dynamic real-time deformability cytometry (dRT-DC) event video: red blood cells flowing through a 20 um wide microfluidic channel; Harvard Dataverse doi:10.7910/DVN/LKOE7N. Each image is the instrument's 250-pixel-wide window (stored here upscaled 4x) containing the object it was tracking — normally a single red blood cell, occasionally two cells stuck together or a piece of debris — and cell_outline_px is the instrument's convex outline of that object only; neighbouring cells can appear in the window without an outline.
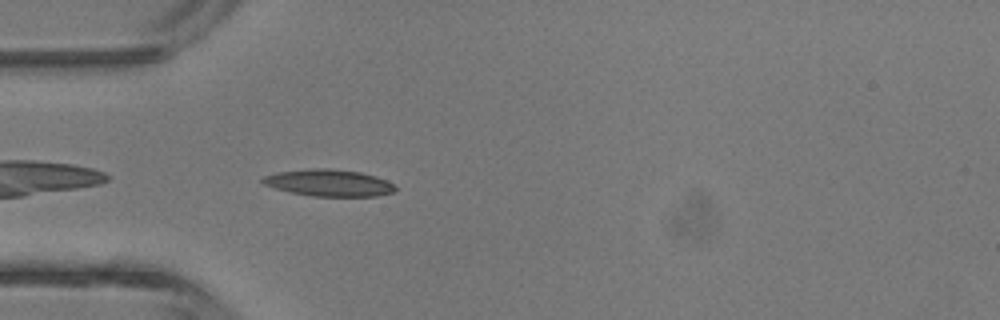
{"species": "common noctule bat (a hibernating species)", "species_latin": "Nyctalus noctula", "temperature_condition": "room temperature", "stored_images_in_passage": 3, "camera_frame_rate_fps": 3000, "um_per_image_px": 0.085, "animal": {"sex": "male", "body_mass_g": 13.3}, "frame": {"image": 1, "passage_image": 3, "time_ms": 3.0, "image_size_px": [1000, 320], "cell_outline_px": [[396, 188], [392, 192], [376, 196], [312, 196], [292, 192], [276, 188], [264, 184], [260, 180], [264, 176], [280, 172], [312, 168], [328, 168], [360, 172], [376, 176], [392, 184]], "centroid_in_image_um": [27.95, 15.54], "position_along_channel_um": 57.1, "area_um2": 20.35}}